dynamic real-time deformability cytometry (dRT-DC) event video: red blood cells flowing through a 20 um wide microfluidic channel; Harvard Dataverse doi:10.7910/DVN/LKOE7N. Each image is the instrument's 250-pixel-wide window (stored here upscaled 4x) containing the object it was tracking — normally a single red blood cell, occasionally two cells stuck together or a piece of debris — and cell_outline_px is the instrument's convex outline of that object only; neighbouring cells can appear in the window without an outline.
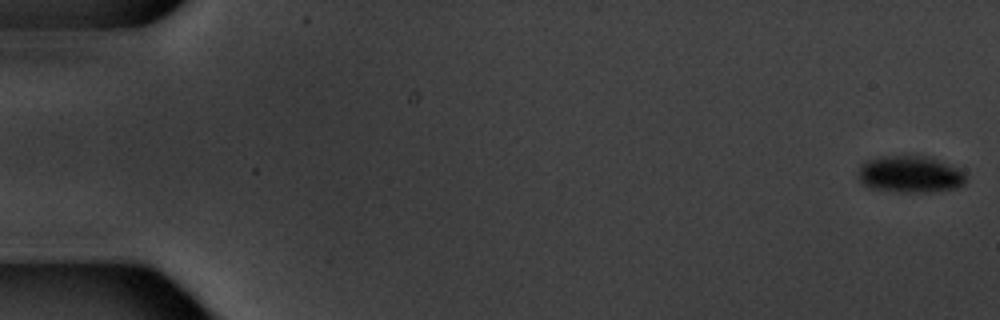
{"species": "common noctule bat (a hibernating species)", "species_latin": "Nyctalus noctula", "temperature_condition": "warm", "stored_images_in_passage": 6, "camera_frame_rate_fps": 3000, "um_per_image_px": 0.085, "animal": {"sex": "male", "body_mass_g": 20.1, "forearm_length_mm": 53.5}, "frame": {"image": 1, "passage_image": 1, "time_ms": 0.0, "image_size_px": [1000, 320], "cell_outline_px": [[964, 184], [956, 188], [928, 192], [896, 192], [872, 188], [864, 184], [860, 180], [860, 168], [868, 160], [880, 156], [904, 152], [932, 156], [964, 172]], "centroid_in_image_um": [77.37, 14.76], "position_along_channel_um": 7.6, "area_um2": 23.58}}
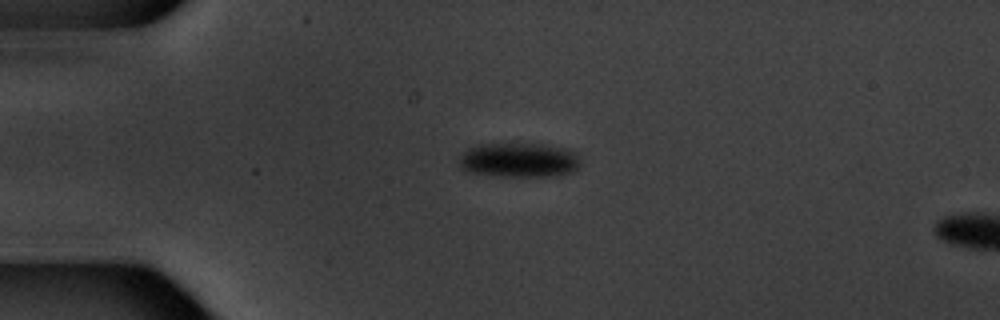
{"frame": {"image": 2, "passage_image": 5, "time_ms": 4.667, "image_size_px": [1000, 320], "cell_outline_px": [[580, 168], [576, 172], [560, 176], [500, 176], [468, 172], [460, 168], [460, 156], [468, 148], [476, 144], [544, 144], [564, 148], [576, 152], [580, 160]], "centroid_in_image_um": [44.17, 13.62], "position_along_channel_um": 40.8, "area_um2": 24.8}}